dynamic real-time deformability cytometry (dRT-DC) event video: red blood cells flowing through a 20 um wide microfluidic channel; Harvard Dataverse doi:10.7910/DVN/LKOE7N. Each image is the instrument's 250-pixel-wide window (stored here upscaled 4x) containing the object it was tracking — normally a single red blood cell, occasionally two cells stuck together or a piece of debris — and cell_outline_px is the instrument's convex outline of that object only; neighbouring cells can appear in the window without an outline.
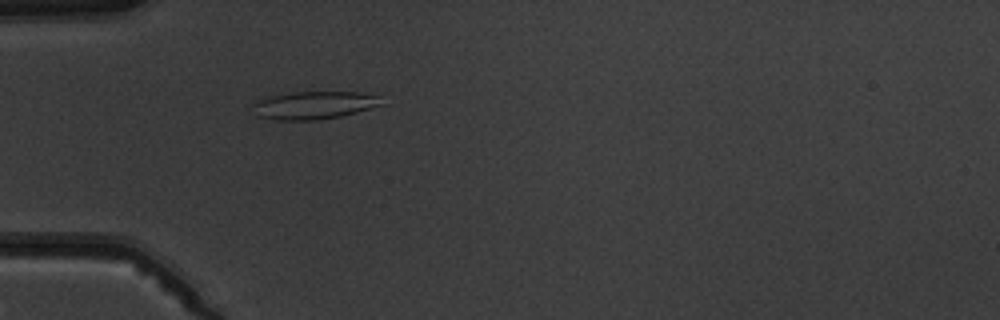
{"species": "common noctule bat (a hibernating species)", "species_latin": "Nyctalus noctula", "temperature_condition": "warm", "stored_images_in_passage": 3, "camera_frame_rate_fps": 3000, "um_per_image_px": 0.085, "animal": {"sex": "male", "body_mass_g": 19.5, "forearm_length_mm": 54.6}, "frame": {"image": 1, "passage_image": 3, "time_ms": 2.333, "image_size_px": [1000, 320], "cell_outline_px": [[384, 104], [356, 112], [340, 116], [316, 120], [276, 120], [256, 116], [252, 104], [268, 96], [292, 92], [356, 92], [380, 96]], "centroid_in_image_um": [26.68, 8.94], "position_along_channel_um": 58.3, "area_um2": 20.81}}